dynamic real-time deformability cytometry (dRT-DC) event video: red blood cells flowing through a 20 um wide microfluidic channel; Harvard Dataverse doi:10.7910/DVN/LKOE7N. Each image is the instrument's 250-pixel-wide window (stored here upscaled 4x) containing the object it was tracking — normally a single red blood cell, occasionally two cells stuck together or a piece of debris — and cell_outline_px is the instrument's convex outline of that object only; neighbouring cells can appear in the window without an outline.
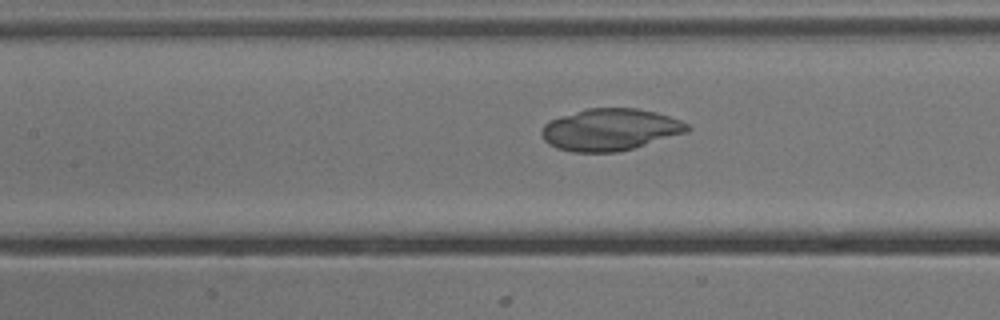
{"species": "common noctule bat (a hibernating species)", "species_latin": "Nyctalus noctula", "temperature_condition": "cold", "stored_images_in_passage": 39, "camera_frame_rate_fps": 3000, "um_per_image_px": 0.085, "animal": {"sex": "male", "body_mass_g": 13.3}, "frame": {"image": 1, "passage_image": 15, "time_ms": 4.667, "image_size_px": [1000, 320], "cell_outline_px": [[692, 128], [688, 132], [620, 152], [572, 152], [556, 148], [548, 144], [544, 140], [540, 132], [544, 124], [560, 116], [588, 108], [636, 108], [656, 112], [680, 120], [688, 124]], "centroid_in_image_um": [51.87, 11.02], "position_along_channel_um": 155.5, "area_um2": 35.66}}
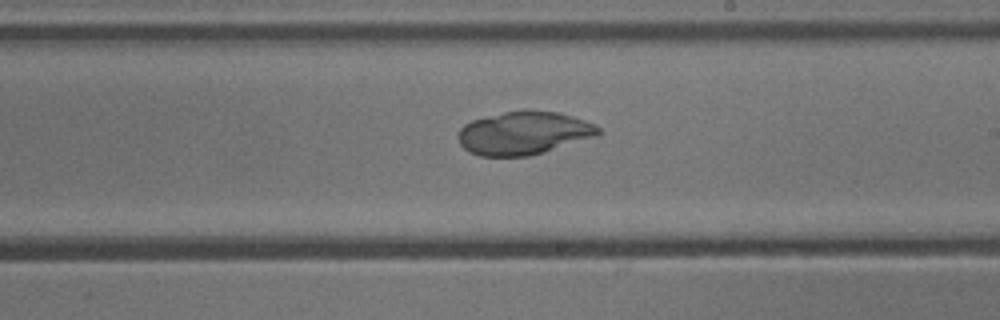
{"frame": {"image": 2, "passage_image": 22, "time_ms": 7.0, "image_size_px": [1000, 320], "cell_outline_px": [[600, 132], [596, 136], [544, 152], [528, 156], [480, 156], [468, 152], [460, 144], [456, 136], [460, 128], [464, 124], [472, 120], [504, 112], [556, 112], [572, 116], [584, 120], [600, 128]], "centroid_in_image_um": [44.46, 11.34], "position_along_channel_um": 244.5, "area_um2": 34.68}}
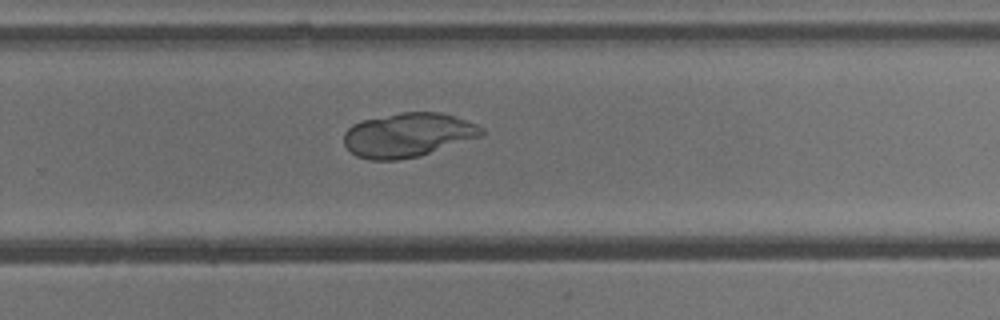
{"frame": {"image": 3, "passage_image": 26, "time_ms": 8.333, "image_size_px": [1000, 320], "cell_outline_px": [[484, 136], [420, 156], [396, 160], [368, 160], [356, 156], [344, 144], [344, 132], [352, 124], [364, 120], [400, 112], [440, 112], [476, 124], [484, 128]], "centroid_in_image_um": [34.69, 11.48], "position_along_channel_um": 295.1, "area_um2": 35.49}}